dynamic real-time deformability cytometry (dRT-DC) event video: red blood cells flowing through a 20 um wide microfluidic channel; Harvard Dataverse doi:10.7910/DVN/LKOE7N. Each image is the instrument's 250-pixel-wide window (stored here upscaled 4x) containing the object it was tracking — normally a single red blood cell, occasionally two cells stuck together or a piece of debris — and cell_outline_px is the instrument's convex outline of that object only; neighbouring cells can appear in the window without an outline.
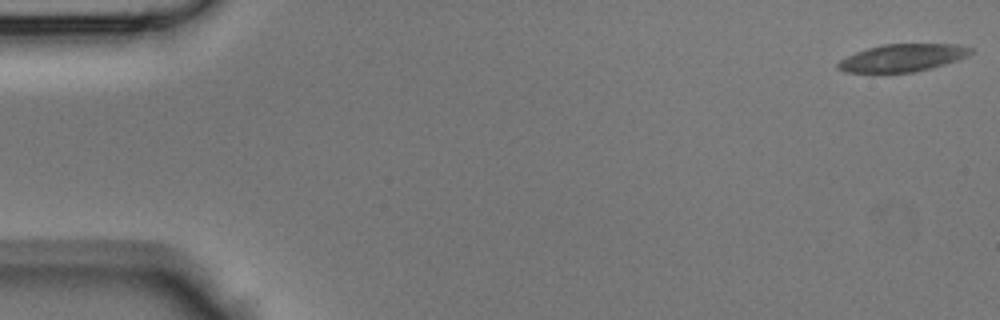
{"species": "Egyptian fruit bat (a non-hibernating species)", "species_latin": "Rousettus aegyptiacus", "temperature_condition": "room temperature", "stored_images_in_passage": 43, "camera_frame_rate_fps": 3000, "um_per_image_px": 0.085, "animal": {"sex": "male"}, "frame": {"image": 1, "passage_image": 1, "time_ms": 0.0, "image_size_px": [1000, 320], "cell_outline_px": [[972, 52], [968, 56], [944, 64], [912, 72], [844, 72], [836, 68], [836, 64], [840, 60], [856, 52], [868, 48], [884, 44], [956, 44], [972, 48]], "centroid_in_image_um": [76.69, 4.91], "position_along_channel_um": 8.3, "area_um2": 20.98}}
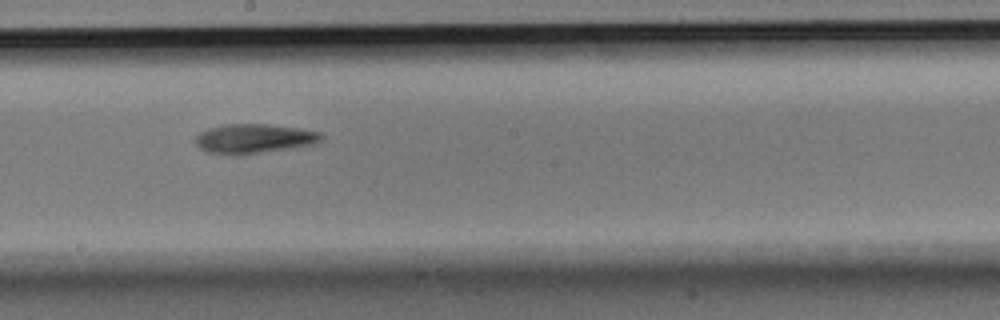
{"frame": {"image": 2, "passage_image": 24, "time_ms": 7.667, "image_size_px": [1000, 320], "cell_outline_px": [[324, 140], [316, 144], [232, 156], [208, 152], [200, 148], [196, 144], [196, 136], [200, 132], [208, 128], [228, 124], [264, 124], [296, 128], [320, 132], [324, 136]], "centroid_in_image_um": [21.59, 11.79], "position_along_channel_um": 226.6, "area_um2": 21.44}}
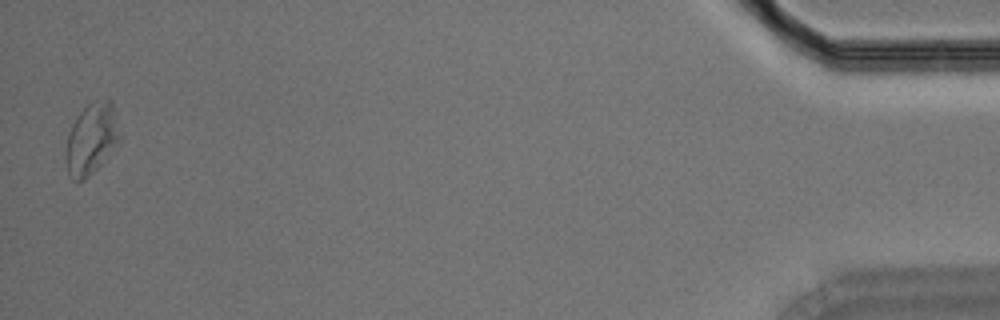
{"frame": {"image": 3, "passage_image": 43, "time_ms": 14.0, "image_size_px": [1000, 320], "cell_outline_px": [[120, 140], [100, 164], [84, 180], [72, 180], [68, 176], [64, 160], [64, 152], [68, 132], [72, 124], [80, 112], [92, 100], [108, 96], [112, 100], [120, 136]], "centroid_in_image_um": [7.74, 11.76], "position_along_channel_um": 427.5, "area_um2": 22.66}}